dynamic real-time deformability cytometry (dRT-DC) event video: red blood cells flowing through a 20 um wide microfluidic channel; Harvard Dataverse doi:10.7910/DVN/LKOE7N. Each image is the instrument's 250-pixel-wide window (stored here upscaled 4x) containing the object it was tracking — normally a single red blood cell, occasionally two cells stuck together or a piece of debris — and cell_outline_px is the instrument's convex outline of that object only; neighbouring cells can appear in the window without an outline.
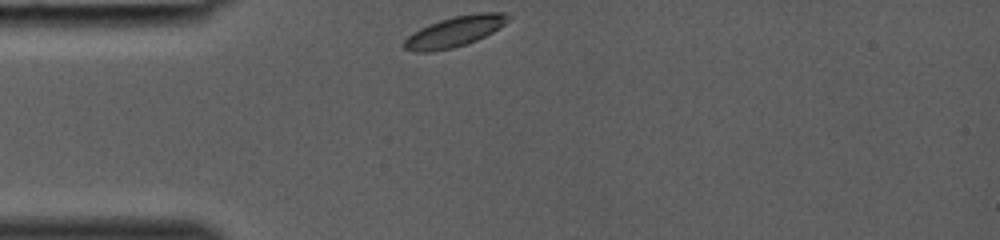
{"species": "common noctule bat (a hibernating species)", "species_latin": "Nyctalus noctula", "temperature_condition": "room temperature", "stored_images_in_passage": 25, "camera_frame_rate_fps": 3000, "um_per_image_px": 0.085, "animal": {"sex": "female", "body_mass_g": 19.0, "forearm_length_mm": 53.3}, "frame": {"image": 1, "passage_image": 1, "time_ms": 0.0, "image_size_px": [1000, 240], "cell_outline_px": [[512, 16], [500, 28], [476, 40], [452, 48], [432, 52], [412, 52], [404, 48], [404, 40], [412, 32], [428, 24], [452, 16], [476, 12], [504, 12]], "centroid_in_image_um": [38.64, 2.67], "position_along_channel_um": 46.4, "area_um2": 18.61}}
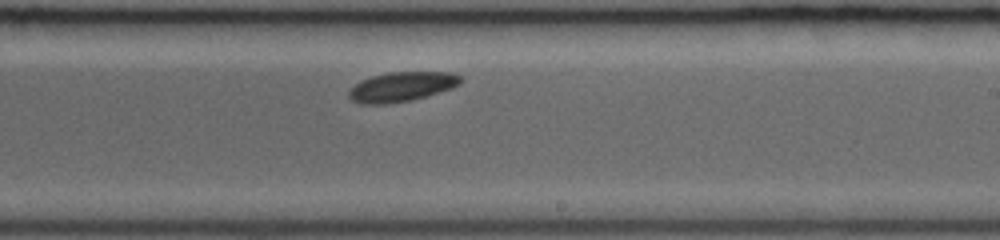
{"frame": {"image": 2, "passage_image": 15, "time_ms": 4.667, "image_size_px": [1000, 240], "cell_outline_px": [[464, 76], [460, 84], [452, 88], [412, 100], [384, 104], [360, 104], [352, 100], [348, 96], [348, 92], [360, 80], [372, 76], [388, 72], [452, 72]], "centroid_in_image_um": [34.17, 7.36], "position_along_channel_um": 254.8, "area_um2": 19.36}}
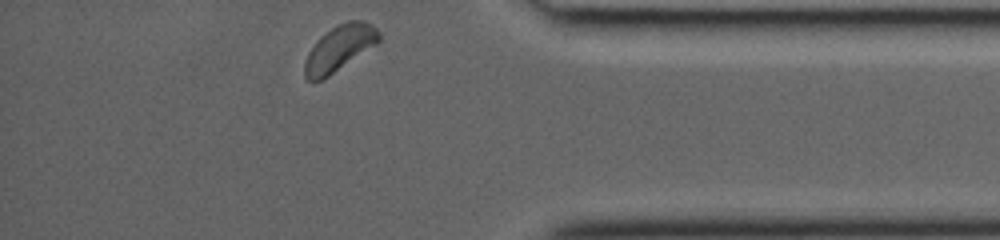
{"frame": {"image": 3, "passage_image": 25, "time_ms": 8.0, "image_size_px": [1000, 240], "cell_outline_px": [[380, 40], [376, 44], [328, 76], [312, 84], [304, 76], [304, 60], [308, 52], [320, 36], [336, 24], [348, 20], [364, 20], [372, 24], [380, 32]], "centroid_in_image_um": [28.82, 4.09], "position_along_channel_um": 406.4, "area_um2": 19.88}}